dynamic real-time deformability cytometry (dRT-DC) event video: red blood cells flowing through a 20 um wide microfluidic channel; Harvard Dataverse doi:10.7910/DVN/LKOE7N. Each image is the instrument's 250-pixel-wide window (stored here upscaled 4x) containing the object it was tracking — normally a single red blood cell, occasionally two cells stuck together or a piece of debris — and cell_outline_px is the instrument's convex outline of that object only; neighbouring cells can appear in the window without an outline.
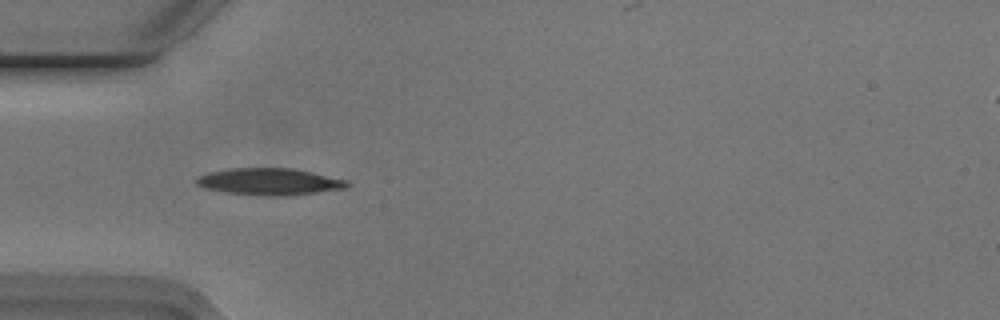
{"species": "Egyptian fruit bat (a non-hibernating species)", "species_latin": "Rousettus aegyptiacus", "temperature_condition": "cold", "stored_images_in_passage": 10, "camera_frame_rate_fps": 3000, "um_per_image_px": 0.085, "animal": {"sex": "male"}, "frame": {"image": 1, "passage_image": 1, "time_ms": 0.0, "image_size_px": [1000, 320], "cell_outline_px": [[348, 188], [288, 196], [264, 196], [224, 192], [204, 188], [196, 184], [196, 176], [208, 172], [232, 168], [288, 168], [348, 180]], "centroid_in_image_um": [22.85, 15.45], "position_along_channel_um": 62.1, "area_um2": 23.52}}
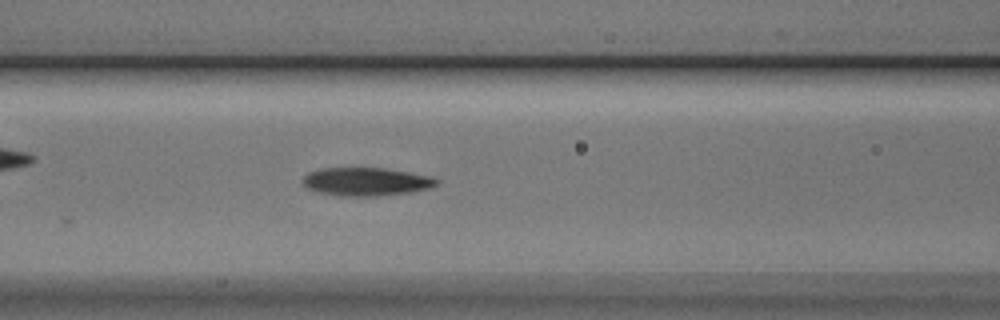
{"frame": {"image": 2, "passage_image": 7, "time_ms": 2.0, "image_size_px": [1000, 320], "cell_outline_px": [[440, 184], [432, 188], [412, 192], [376, 196], [340, 196], [320, 192], [308, 188], [304, 184], [304, 176], [308, 172], [320, 168], [384, 168], [432, 176], [440, 180]], "centroid_in_image_um": [31.2, 15.44], "position_along_channel_um": 135.4, "area_um2": 22.14}}